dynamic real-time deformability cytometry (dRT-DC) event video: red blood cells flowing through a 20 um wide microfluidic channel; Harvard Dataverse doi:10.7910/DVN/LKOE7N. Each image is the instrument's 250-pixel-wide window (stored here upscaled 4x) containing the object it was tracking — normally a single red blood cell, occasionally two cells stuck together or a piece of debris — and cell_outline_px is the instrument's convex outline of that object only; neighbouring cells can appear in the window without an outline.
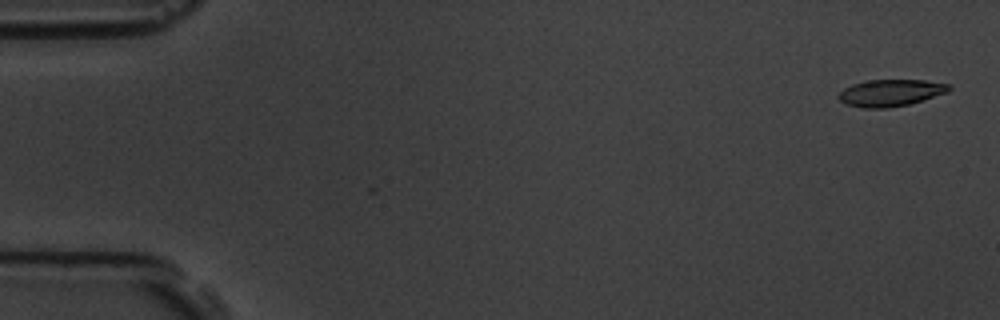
{"species": "common noctule bat (a hibernating species)", "species_latin": "Nyctalus noctula", "temperature_condition": "room temperature", "stored_images_in_passage": 2, "camera_frame_rate_fps": 3000, "um_per_image_px": 0.085, "animal": {"sex": "male", "body_mass_g": 19.5, "forearm_length_mm": 54.6}, "frame": {"image": 1, "passage_image": 2, "time_ms": 1.333, "image_size_px": [1000, 320], "cell_outline_px": [[952, 88], [948, 92], [908, 104], [888, 108], [864, 108], [844, 104], [836, 96], [844, 88], [852, 84], [868, 80], [924, 80], [948, 84]], "centroid_in_image_um": [75.66, 7.89], "position_along_channel_um": 9.3, "area_um2": 17.22}}